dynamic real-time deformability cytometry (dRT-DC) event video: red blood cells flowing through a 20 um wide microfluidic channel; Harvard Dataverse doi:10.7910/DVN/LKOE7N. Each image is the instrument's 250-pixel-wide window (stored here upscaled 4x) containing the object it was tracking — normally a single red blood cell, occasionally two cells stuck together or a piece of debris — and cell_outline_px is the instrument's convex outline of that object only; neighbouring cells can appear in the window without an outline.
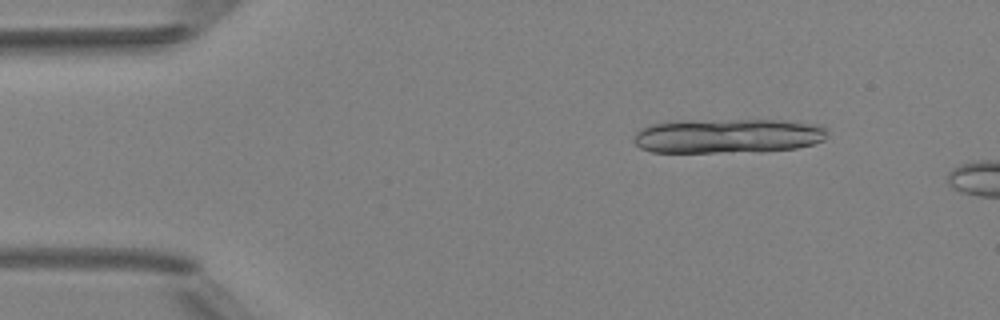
{"species": "Egyptian fruit bat (a non-hibernating species)", "species_latin": "Rousettus aegyptiacus", "temperature_condition": "room temperature", "stored_images_in_passage": 4, "camera_frame_rate_fps": 3000, "um_per_image_px": 0.085, "animal": {"sex": "female"}, "frame": {"image": 1, "passage_image": 2, "time_ms": 1.0, "image_size_px": [1000, 320], "cell_outline_px": [[828, 132], [824, 140], [812, 144], [796, 148], [728, 152], [652, 152], [640, 148], [632, 140], [632, 136], [640, 128], [652, 124], [676, 120], [784, 120], [820, 124]], "centroid_in_image_um": [61.82, 11.53], "position_along_channel_um": 23.2, "area_um2": 39.13}}